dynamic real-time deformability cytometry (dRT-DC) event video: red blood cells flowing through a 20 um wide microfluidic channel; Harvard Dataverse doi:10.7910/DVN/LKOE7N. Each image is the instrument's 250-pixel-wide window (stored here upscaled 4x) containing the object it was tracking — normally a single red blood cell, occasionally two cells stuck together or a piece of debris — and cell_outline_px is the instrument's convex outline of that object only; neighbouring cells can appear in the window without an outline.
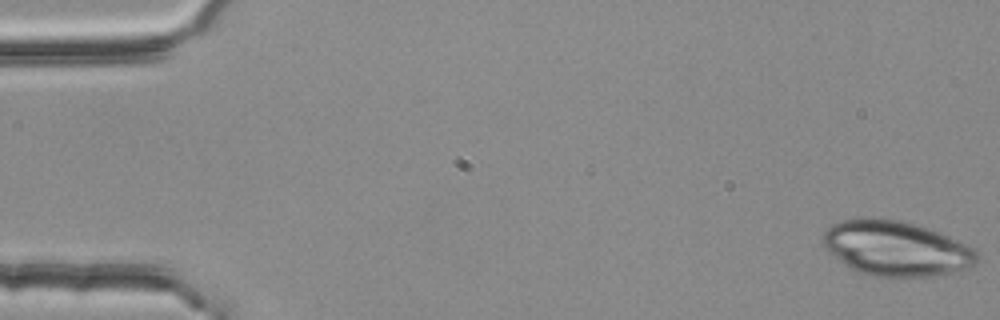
{"species": "common noctule bat (a hibernating species)", "species_latin": "Nyctalus noctula", "temperature_condition": "room temperature", "stored_images_in_passage": 53, "camera_frame_rate_fps": 3000, "um_per_image_px": 0.085, "animal": {"sex": "female", "body_mass_g": 25.1}, "frame": {"image": 1, "passage_image": 1, "time_ms": 0.0, "image_size_px": [1000, 320], "cell_outline_px": [[980, 260], [976, 264], [968, 268], [952, 272], [928, 276], [872, 276], [856, 272], [844, 264], [828, 252], [824, 248], [820, 240], [824, 232], [832, 224], [840, 220], [860, 216], [872, 216], [904, 220], [940, 232], [972, 248], [980, 256]], "centroid_in_image_um": [76.1, 21.08], "position_along_channel_um": 8.9, "area_um2": 50.05}}
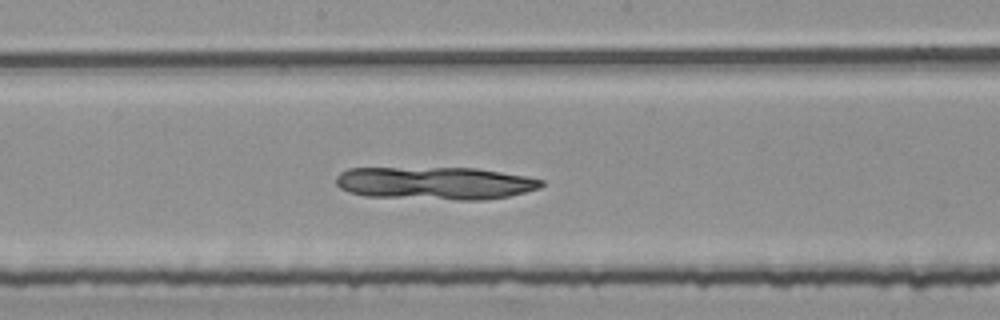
{"frame": {"image": 2, "passage_image": 29, "time_ms": 9.333, "image_size_px": [1000, 320], "cell_outline_px": [[544, 184], [540, 188], [508, 196], [484, 200], [456, 200], [364, 196], [348, 192], [340, 188], [336, 184], [336, 176], [340, 172], [348, 168], [476, 168], [528, 176], [544, 180]], "centroid_in_image_um": [36.98, 15.57], "position_along_channel_um": 211.2, "area_um2": 39.54}}
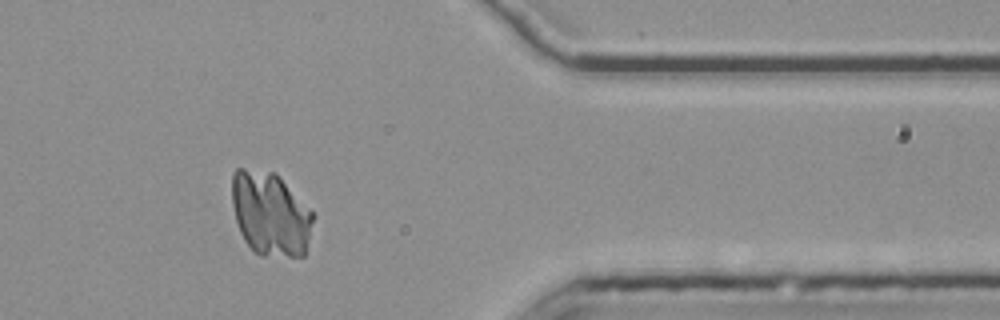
{"frame": {"image": 3, "passage_image": 45, "time_ms": 14.667, "image_size_px": [1000, 320], "cell_outline_px": [[316, 216], [304, 256], [260, 256], [244, 240], [240, 232], [236, 220], [232, 204], [232, 172], [236, 168], [244, 168], [276, 172]], "centroid_in_image_um": [22.99, 18.17], "position_along_channel_um": 388.4, "area_um2": 40.0}}